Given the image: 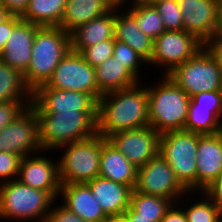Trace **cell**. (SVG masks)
<instances>
[{
	"label": "cell",
	"mask_w": 222,
	"mask_h": 222,
	"mask_svg": "<svg viewBox=\"0 0 222 222\" xmlns=\"http://www.w3.org/2000/svg\"><path fill=\"white\" fill-rule=\"evenodd\" d=\"M184 30L205 44L216 34L222 0H177Z\"/></svg>",
	"instance_id": "9a60e30c"
},
{
	"label": "cell",
	"mask_w": 222,
	"mask_h": 222,
	"mask_svg": "<svg viewBox=\"0 0 222 222\" xmlns=\"http://www.w3.org/2000/svg\"><path fill=\"white\" fill-rule=\"evenodd\" d=\"M54 201L46 191L17 179L0 183V219L45 222Z\"/></svg>",
	"instance_id": "5b68a950"
},
{
	"label": "cell",
	"mask_w": 222,
	"mask_h": 222,
	"mask_svg": "<svg viewBox=\"0 0 222 222\" xmlns=\"http://www.w3.org/2000/svg\"><path fill=\"white\" fill-rule=\"evenodd\" d=\"M21 20V17L10 16L7 20L0 24V56L3 52L8 37L13 32L14 26Z\"/></svg>",
	"instance_id": "ab89813d"
},
{
	"label": "cell",
	"mask_w": 222,
	"mask_h": 222,
	"mask_svg": "<svg viewBox=\"0 0 222 222\" xmlns=\"http://www.w3.org/2000/svg\"><path fill=\"white\" fill-rule=\"evenodd\" d=\"M21 159L20 155L0 152V179L3 181L1 183L17 179Z\"/></svg>",
	"instance_id": "e575fe53"
},
{
	"label": "cell",
	"mask_w": 222,
	"mask_h": 222,
	"mask_svg": "<svg viewBox=\"0 0 222 222\" xmlns=\"http://www.w3.org/2000/svg\"><path fill=\"white\" fill-rule=\"evenodd\" d=\"M167 75L189 97L222 88V72L216 60L204 46Z\"/></svg>",
	"instance_id": "ba28073f"
},
{
	"label": "cell",
	"mask_w": 222,
	"mask_h": 222,
	"mask_svg": "<svg viewBox=\"0 0 222 222\" xmlns=\"http://www.w3.org/2000/svg\"><path fill=\"white\" fill-rule=\"evenodd\" d=\"M113 57L117 58V61L123 64L140 81L139 68L141 63L143 66V63L147 64V62L128 44L115 39Z\"/></svg>",
	"instance_id": "d6a6232c"
},
{
	"label": "cell",
	"mask_w": 222,
	"mask_h": 222,
	"mask_svg": "<svg viewBox=\"0 0 222 222\" xmlns=\"http://www.w3.org/2000/svg\"><path fill=\"white\" fill-rule=\"evenodd\" d=\"M222 108L189 107L185 131L213 135L222 131Z\"/></svg>",
	"instance_id": "83f0119b"
},
{
	"label": "cell",
	"mask_w": 222,
	"mask_h": 222,
	"mask_svg": "<svg viewBox=\"0 0 222 222\" xmlns=\"http://www.w3.org/2000/svg\"><path fill=\"white\" fill-rule=\"evenodd\" d=\"M122 217L125 219L126 222H156L155 217L140 216L130 206L124 212Z\"/></svg>",
	"instance_id": "ee69618b"
},
{
	"label": "cell",
	"mask_w": 222,
	"mask_h": 222,
	"mask_svg": "<svg viewBox=\"0 0 222 222\" xmlns=\"http://www.w3.org/2000/svg\"><path fill=\"white\" fill-rule=\"evenodd\" d=\"M126 1L120 0L116 4L115 39L128 44L148 64L153 54L154 40L140 30L136 18L128 10L119 12Z\"/></svg>",
	"instance_id": "603a6c76"
},
{
	"label": "cell",
	"mask_w": 222,
	"mask_h": 222,
	"mask_svg": "<svg viewBox=\"0 0 222 222\" xmlns=\"http://www.w3.org/2000/svg\"><path fill=\"white\" fill-rule=\"evenodd\" d=\"M153 5L161 17L165 30H184L181 9L177 0H166Z\"/></svg>",
	"instance_id": "1f68e13d"
},
{
	"label": "cell",
	"mask_w": 222,
	"mask_h": 222,
	"mask_svg": "<svg viewBox=\"0 0 222 222\" xmlns=\"http://www.w3.org/2000/svg\"><path fill=\"white\" fill-rule=\"evenodd\" d=\"M214 36H222V1L219 7L218 28Z\"/></svg>",
	"instance_id": "f6af8a7d"
},
{
	"label": "cell",
	"mask_w": 222,
	"mask_h": 222,
	"mask_svg": "<svg viewBox=\"0 0 222 222\" xmlns=\"http://www.w3.org/2000/svg\"><path fill=\"white\" fill-rule=\"evenodd\" d=\"M118 2L119 0H67L59 26L71 33L79 25L103 16Z\"/></svg>",
	"instance_id": "cb8c5ba5"
},
{
	"label": "cell",
	"mask_w": 222,
	"mask_h": 222,
	"mask_svg": "<svg viewBox=\"0 0 222 222\" xmlns=\"http://www.w3.org/2000/svg\"><path fill=\"white\" fill-rule=\"evenodd\" d=\"M59 196L61 202L64 201L61 204L85 222H106L109 219L86 183L61 184Z\"/></svg>",
	"instance_id": "d6986e66"
},
{
	"label": "cell",
	"mask_w": 222,
	"mask_h": 222,
	"mask_svg": "<svg viewBox=\"0 0 222 222\" xmlns=\"http://www.w3.org/2000/svg\"><path fill=\"white\" fill-rule=\"evenodd\" d=\"M36 113L97 112L98 102L85 92L61 90L40 85L32 92Z\"/></svg>",
	"instance_id": "5bb4252c"
},
{
	"label": "cell",
	"mask_w": 222,
	"mask_h": 222,
	"mask_svg": "<svg viewBox=\"0 0 222 222\" xmlns=\"http://www.w3.org/2000/svg\"><path fill=\"white\" fill-rule=\"evenodd\" d=\"M32 101V91L21 72L0 59V102Z\"/></svg>",
	"instance_id": "4316f807"
},
{
	"label": "cell",
	"mask_w": 222,
	"mask_h": 222,
	"mask_svg": "<svg viewBox=\"0 0 222 222\" xmlns=\"http://www.w3.org/2000/svg\"><path fill=\"white\" fill-rule=\"evenodd\" d=\"M156 85L147 86L149 125L159 134L184 130L190 97L168 75Z\"/></svg>",
	"instance_id": "3957f363"
},
{
	"label": "cell",
	"mask_w": 222,
	"mask_h": 222,
	"mask_svg": "<svg viewBox=\"0 0 222 222\" xmlns=\"http://www.w3.org/2000/svg\"><path fill=\"white\" fill-rule=\"evenodd\" d=\"M197 148V133L176 130L160 134V155L174 171L180 184L188 192L196 194Z\"/></svg>",
	"instance_id": "8992f818"
},
{
	"label": "cell",
	"mask_w": 222,
	"mask_h": 222,
	"mask_svg": "<svg viewBox=\"0 0 222 222\" xmlns=\"http://www.w3.org/2000/svg\"><path fill=\"white\" fill-rule=\"evenodd\" d=\"M32 101L0 102V131L13 122Z\"/></svg>",
	"instance_id": "d590c367"
},
{
	"label": "cell",
	"mask_w": 222,
	"mask_h": 222,
	"mask_svg": "<svg viewBox=\"0 0 222 222\" xmlns=\"http://www.w3.org/2000/svg\"><path fill=\"white\" fill-rule=\"evenodd\" d=\"M116 5L103 16L79 25L70 33L71 49L81 53L99 42L115 39Z\"/></svg>",
	"instance_id": "44dd1931"
},
{
	"label": "cell",
	"mask_w": 222,
	"mask_h": 222,
	"mask_svg": "<svg viewBox=\"0 0 222 222\" xmlns=\"http://www.w3.org/2000/svg\"><path fill=\"white\" fill-rule=\"evenodd\" d=\"M106 222H126L123 217L109 218Z\"/></svg>",
	"instance_id": "7dc6e473"
},
{
	"label": "cell",
	"mask_w": 222,
	"mask_h": 222,
	"mask_svg": "<svg viewBox=\"0 0 222 222\" xmlns=\"http://www.w3.org/2000/svg\"><path fill=\"white\" fill-rule=\"evenodd\" d=\"M184 210L187 222H222V211L204 193ZM199 199V200H198ZM193 204V205H192Z\"/></svg>",
	"instance_id": "4dcf8cb0"
},
{
	"label": "cell",
	"mask_w": 222,
	"mask_h": 222,
	"mask_svg": "<svg viewBox=\"0 0 222 222\" xmlns=\"http://www.w3.org/2000/svg\"><path fill=\"white\" fill-rule=\"evenodd\" d=\"M189 107L222 108L221 90L195 94L190 97Z\"/></svg>",
	"instance_id": "8d00e7d4"
},
{
	"label": "cell",
	"mask_w": 222,
	"mask_h": 222,
	"mask_svg": "<svg viewBox=\"0 0 222 222\" xmlns=\"http://www.w3.org/2000/svg\"><path fill=\"white\" fill-rule=\"evenodd\" d=\"M204 47L211 53L222 72V36L211 37Z\"/></svg>",
	"instance_id": "60d3db41"
},
{
	"label": "cell",
	"mask_w": 222,
	"mask_h": 222,
	"mask_svg": "<svg viewBox=\"0 0 222 222\" xmlns=\"http://www.w3.org/2000/svg\"><path fill=\"white\" fill-rule=\"evenodd\" d=\"M173 202L167 198L131 191L129 206L140 216L155 217L160 222Z\"/></svg>",
	"instance_id": "f546056e"
},
{
	"label": "cell",
	"mask_w": 222,
	"mask_h": 222,
	"mask_svg": "<svg viewBox=\"0 0 222 222\" xmlns=\"http://www.w3.org/2000/svg\"><path fill=\"white\" fill-rule=\"evenodd\" d=\"M45 85L55 89L85 92L97 102L102 96L98 91L95 68L84 60L81 53L71 48Z\"/></svg>",
	"instance_id": "9c48e42d"
},
{
	"label": "cell",
	"mask_w": 222,
	"mask_h": 222,
	"mask_svg": "<svg viewBox=\"0 0 222 222\" xmlns=\"http://www.w3.org/2000/svg\"><path fill=\"white\" fill-rule=\"evenodd\" d=\"M176 206V203H173L160 222H187L182 206L181 209Z\"/></svg>",
	"instance_id": "7bdbcfd3"
},
{
	"label": "cell",
	"mask_w": 222,
	"mask_h": 222,
	"mask_svg": "<svg viewBox=\"0 0 222 222\" xmlns=\"http://www.w3.org/2000/svg\"><path fill=\"white\" fill-rule=\"evenodd\" d=\"M67 0H29L28 7L21 17L40 27L59 26Z\"/></svg>",
	"instance_id": "484cf974"
},
{
	"label": "cell",
	"mask_w": 222,
	"mask_h": 222,
	"mask_svg": "<svg viewBox=\"0 0 222 222\" xmlns=\"http://www.w3.org/2000/svg\"><path fill=\"white\" fill-rule=\"evenodd\" d=\"M204 44L185 30H165L154 40L149 64L164 69V75L189 60Z\"/></svg>",
	"instance_id": "8fae6325"
},
{
	"label": "cell",
	"mask_w": 222,
	"mask_h": 222,
	"mask_svg": "<svg viewBox=\"0 0 222 222\" xmlns=\"http://www.w3.org/2000/svg\"><path fill=\"white\" fill-rule=\"evenodd\" d=\"M148 4H154V3H159V2H162V1H166V0H142Z\"/></svg>",
	"instance_id": "c3c4849f"
},
{
	"label": "cell",
	"mask_w": 222,
	"mask_h": 222,
	"mask_svg": "<svg viewBox=\"0 0 222 222\" xmlns=\"http://www.w3.org/2000/svg\"><path fill=\"white\" fill-rule=\"evenodd\" d=\"M129 5L130 9L124 10H128L136 18L140 30L148 37L155 40L165 31L161 17L154 5L142 0H132Z\"/></svg>",
	"instance_id": "f1b7e54d"
},
{
	"label": "cell",
	"mask_w": 222,
	"mask_h": 222,
	"mask_svg": "<svg viewBox=\"0 0 222 222\" xmlns=\"http://www.w3.org/2000/svg\"><path fill=\"white\" fill-rule=\"evenodd\" d=\"M65 151L58 160L61 184L87 183L99 176L101 135L60 147Z\"/></svg>",
	"instance_id": "52a82bcc"
},
{
	"label": "cell",
	"mask_w": 222,
	"mask_h": 222,
	"mask_svg": "<svg viewBox=\"0 0 222 222\" xmlns=\"http://www.w3.org/2000/svg\"><path fill=\"white\" fill-rule=\"evenodd\" d=\"M99 176L127 185L132 190L137 176V167L103 136H101Z\"/></svg>",
	"instance_id": "7402d4cb"
},
{
	"label": "cell",
	"mask_w": 222,
	"mask_h": 222,
	"mask_svg": "<svg viewBox=\"0 0 222 222\" xmlns=\"http://www.w3.org/2000/svg\"><path fill=\"white\" fill-rule=\"evenodd\" d=\"M44 152L81 141L97 133V112L36 113Z\"/></svg>",
	"instance_id": "7a4b0ae2"
},
{
	"label": "cell",
	"mask_w": 222,
	"mask_h": 222,
	"mask_svg": "<svg viewBox=\"0 0 222 222\" xmlns=\"http://www.w3.org/2000/svg\"><path fill=\"white\" fill-rule=\"evenodd\" d=\"M98 91L101 95L127 89L139 80L119 61L111 57L95 68Z\"/></svg>",
	"instance_id": "d4e9b609"
},
{
	"label": "cell",
	"mask_w": 222,
	"mask_h": 222,
	"mask_svg": "<svg viewBox=\"0 0 222 222\" xmlns=\"http://www.w3.org/2000/svg\"><path fill=\"white\" fill-rule=\"evenodd\" d=\"M201 193H204L222 211V169L218 179L214 180Z\"/></svg>",
	"instance_id": "f35d334b"
},
{
	"label": "cell",
	"mask_w": 222,
	"mask_h": 222,
	"mask_svg": "<svg viewBox=\"0 0 222 222\" xmlns=\"http://www.w3.org/2000/svg\"><path fill=\"white\" fill-rule=\"evenodd\" d=\"M17 180L46 191L56 201L61 189L58 160L54 162L49 157L35 154L22 157Z\"/></svg>",
	"instance_id": "2e32d148"
},
{
	"label": "cell",
	"mask_w": 222,
	"mask_h": 222,
	"mask_svg": "<svg viewBox=\"0 0 222 222\" xmlns=\"http://www.w3.org/2000/svg\"><path fill=\"white\" fill-rule=\"evenodd\" d=\"M148 125V93L142 81L130 88L103 94L99 98L97 133L104 138L112 133Z\"/></svg>",
	"instance_id": "6da1fadb"
},
{
	"label": "cell",
	"mask_w": 222,
	"mask_h": 222,
	"mask_svg": "<svg viewBox=\"0 0 222 222\" xmlns=\"http://www.w3.org/2000/svg\"><path fill=\"white\" fill-rule=\"evenodd\" d=\"M196 158V190L200 193L218 179L221 172L222 131L213 135L198 134Z\"/></svg>",
	"instance_id": "e0dca14e"
},
{
	"label": "cell",
	"mask_w": 222,
	"mask_h": 222,
	"mask_svg": "<svg viewBox=\"0 0 222 222\" xmlns=\"http://www.w3.org/2000/svg\"><path fill=\"white\" fill-rule=\"evenodd\" d=\"M70 48V33L60 26H44L37 29L31 51V62L23 74L24 81L32 92L48 82Z\"/></svg>",
	"instance_id": "277c9868"
},
{
	"label": "cell",
	"mask_w": 222,
	"mask_h": 222,
	"mask_svg": "<svg viewBox=\"0 0 222 222\" xmlns=\"http://www.w3.org/2000/svg\"><path fill=\"white\" fill-rule=\"evenodd\" d=\"M106 139L137 168L159 154L160 134L150 125L112 133Z\"/></svg>",
	"instance_id": "4fadbf2b"
},
{
	"label": "cell",
	"mask_w": 222,
	"mask_h": 222,
	"mask_svg": "<svg viewBox=\"0 0 222 222\" xmlns=\"http://www.w3.org/2000/svg\"><path fill=\"white\" fill-rule=\"evenodd\" d=\"M53 205L54 203L51 205L45 222H85L76 213L69 211L62 204L52 208Z\"/></svg>",
	"instance_id": "74e56055"
},
{
	"label": "cell",
	"mask_w": 222,
	"mask_h": 222,
	"mask_svg": "<svg viewBox=\"0 0 222 222\" xmlns=\"http://www.w3.org/2000/svg\"><path fill=\"white\" fill-rule=\"evenodd\" d=\"M11 16L22 17L28 7L29 0H0Z\"/></svg>",
	"instance_id": "b9f144b4"
},
{
	"label": "cell",
	"mask_w": 222,
	"mask_h": 222,
	"mask_svg": "<svg viewBox=\"0 0 222 222\" xmlns=\"http://www.w3.org/2000/svg\"><path fill=\"white\" fill-rule=\"evenodd\" d=\"M0 152L22 157L44 152L39 142L37 115L31 105L0 131Z\"/></svg>",
	"instance_id": "7c38bea8"
},
{
	"label": "cell",
	"mask_w": 222,
	"mask_h": 222,
	"mask_svg": "<svg viewBox=\"0 0 222 222\" xmlns=\"http://www.w3.org/2000/svg\"><path fill=\"white\" fill-rule=\"evenodd\" d=\"M86 184L108 218L122 217L128 209L132 191L129 186L100 176Z\"/></svg>",
	"instance_id": "ffe728a7"
},
{
	"label": "cell",
	"mask_w": 222,
	"mask_h": 222,
	"mask_svg": "<svg viewBox=\"0 0 222 222\" xmlns=\"http://www.w3.org/2000/svg\"><path fill=\"white\" fill-rule=\"evenodd\" d=\"M39 27L21 19L8 37L0 59L24 74L31 62L33 41Z\"/></svg>",
	"instance_id": "ac0fdd59"
},
{
	"label": "cell",
	"mask_w": 222,
	"mask_h": 222,
	"mask_svg": "<svg viewBox=\"0 0 222 222\" xmlns=\"http://www.w3.org/2000/svg\"><path fill=\"white\" fill-rule=\"evenodd\" d=\"M114 41L115 39L105 40L85 48L81 52L84 60L94 68L101 65L113 57Z\"/></svg>",
	"instance_id": "836d02e7"
},
{
	"label": "cell",
	"mask_w": 222,
	"mask_h": 222,
	"mask_svg": "<svg viewBox=\"0 0 222 222\" xmlns=\"http://www.w3.org/2000/svg\"><path fill=\"white\" fill-rule=\"evenodd\" d=\"M11 15L6 8L0 3V24L7 20Z\"/></svg>",
	"instance_id": "bcb514c9"
},
{
	"label": "cell",
	"mask_w": 222,
	"mask_h": 222,
	"mask_svg": "<svg viewBox=\"0 0 222 222\" xmlns=\"http://www.w3.org/2000/svg\"><path fill=\"white\" fill-rule=\"evenodd\" d=\"M134 191L161 198H167L173 203L188 191L176 179L174 171L160 155L149 160L145 165L137 168Z\"/></svg>",
	"instance_id": "30bf717a"
}]
</instances>
